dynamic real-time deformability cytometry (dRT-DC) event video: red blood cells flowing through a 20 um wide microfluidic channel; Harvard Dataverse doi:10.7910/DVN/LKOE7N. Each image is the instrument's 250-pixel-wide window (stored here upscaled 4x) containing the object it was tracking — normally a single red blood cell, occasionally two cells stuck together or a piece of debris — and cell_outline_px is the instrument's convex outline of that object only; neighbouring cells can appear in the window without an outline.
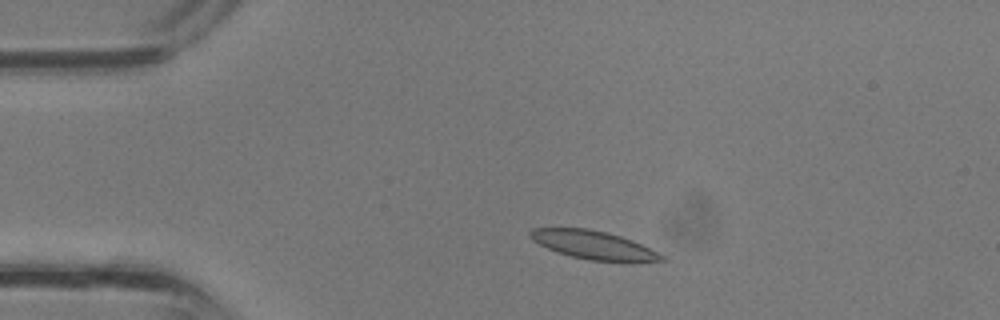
{"species": "common noctule bat (a hibernating species)", "species_latin": "Nyctalus noctula", "temperature_condition": "room temperature", "stored_images_in_passage": 34, "camera_frame_rate_fps": 3000, "um_per_image_px": 0.085, "animal": {"sex": "male", "body_mass_g": 13.3}, "frame": {"image": 1, "passage_image": 5, "time_ms": 1.333, "image_size_px": [1000, 320], "cell_outline_px": [[668, 260], [588, 260], [556, 252], [532, 240], [528, 236], [528, 232], [532, 228], [588, 228], [608, 232], [632, 240], [664, 256]], "centroid_in_image_um": [50.34, 20.78], "position_along_channel_um": 34.7, "area_um2": 21.15}}
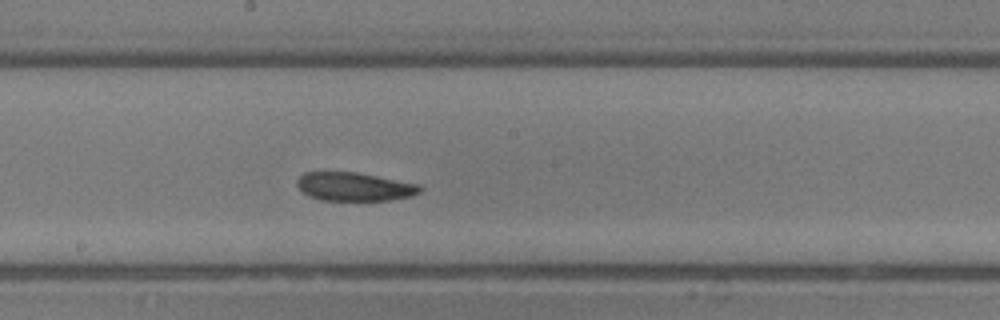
{"frame": {"image": 2, "passage_image": 17, "time_ms": 5.333, "image_size_px": [1000, 320], "cell_outline_px": [[424, 188], [420, 192], [412, 196], [392, 200], [320, 200], [308, 196], [300, 192], [296, 184], [296, 180], [304, 172], [356, 172], [420, 184]], "centroid_in_image_um": [30.11, 15.87], "position_along_channel_um": 218.1, "area_um2": 20.69}}
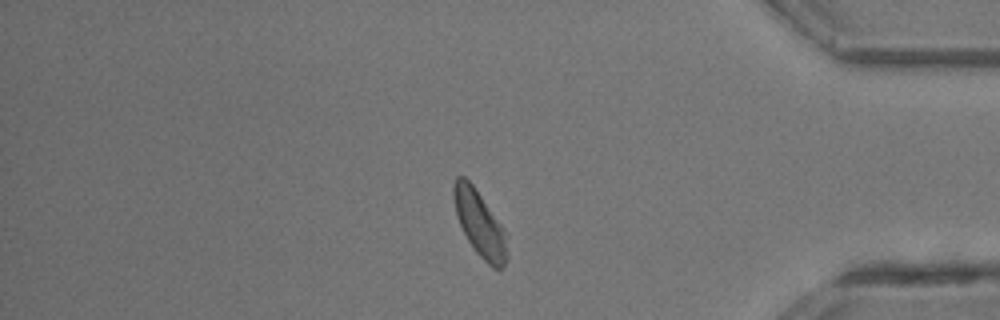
{"frame": {"image": 3, "passage_image": 28, "time_ms": 9.0, "image_size_px": [1000, 320], "cell_outline_px": [[508, 256], [500, 272], [492, 268], [476, 252], [468, 240], [456, 216], [452, 196], [452, 184], [456, 176], [464, 176], [472, 184], [480, 196], [500, 228]], "centroid_in_image_um": [40.68, 19.01], "position_along_channel_um": 394.5, "area_um2": 19.48}}